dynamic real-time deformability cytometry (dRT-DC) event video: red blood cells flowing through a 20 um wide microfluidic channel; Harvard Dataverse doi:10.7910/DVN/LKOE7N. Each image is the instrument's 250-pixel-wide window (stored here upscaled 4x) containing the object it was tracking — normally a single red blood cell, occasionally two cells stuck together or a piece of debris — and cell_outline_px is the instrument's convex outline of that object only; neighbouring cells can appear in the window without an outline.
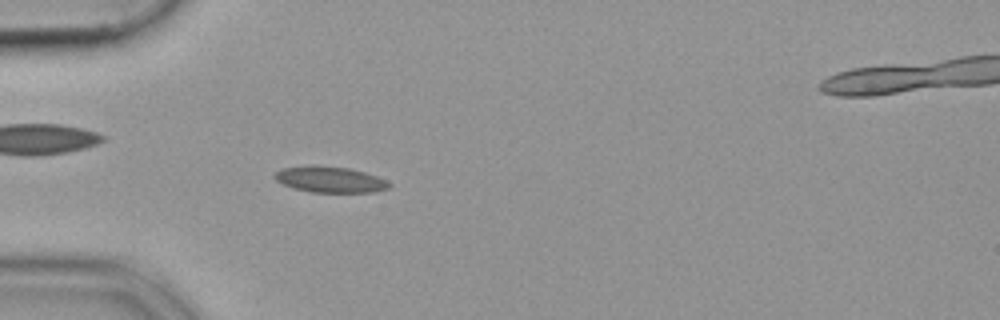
{"species": "common noctule bat (a hibernating species)", "species_latin": "Nyctalus noctula", "temperature_condition": "cold", "stored_images_in_passage": 53, "camera_frame_rate_fps": 3000, "um_per_image_px": 0.085, "animal": {"sex": "female", "body_mass_g": 19.9}, "frame": {"image": 1, "passage_image": 16, "time_ms": 5.0, "image_size_px": [1000, 320], "cell_outline_px": [[392, 184], [388, 188], [376, 192], [308, 192], [292, 188], [276, 180], [272, 176], [276, 172], [284, 168], [348, 168], [364, 172], [376, 176]], "centroid_in_image_um": [28.09, 15.32], "position_along_channel_um": 56.9, "area_um2": 16.47}}